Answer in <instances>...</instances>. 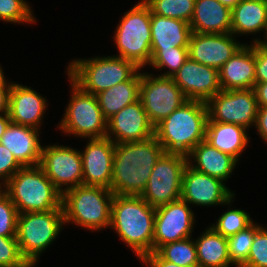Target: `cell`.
<instances>
[{"instance_id":"6da1fadb","label":"cell","mask_w":267,"mask_h":267,"mask_svg":"<svg viewBox=\"0 0 267 267\" xmlns=\"http://www.w3.org/2000/svg\"><path fill=\"white\" fill-rule=\"evenodd\" d=\"M164 153L155 136L139 142L115 144L111 191L115 195H141Z\"/></svg>"},{"instance_id":"7a4b0ae2","label":"cell","mask_w":267,"mask_h":267,"mask_svg":"<svg viewBox=\"0 0 267 267\" xmlns=\"http://www.w3.org/2000/svg\"><path fill=\"white\" fill-rule=\"evenodd\" d=\"M155 208L140 195H115L111 205L110 228L141 261L153 252Z\"/></svg>"},{"instance_id":"3957f363","label":"cell","mask_w":267,"mask_h":267,"mask_svg":"<svg viewBox=\"0 0 267 267\" xmlns=\"http://www.w3.org/2000/svg\"><path fill=\"white\" fill-rule=\"evenodd\" d=\"M207 121V104L187 100L154 127V136L165 153L187 156L198 143L206 139Z\"/></svg>"},{"instance_id":"277c9868","label":"cell","mask_w":267,"mask_h":267,"mask_svg":"<svg viewBox=\"0 0 267 267\" xmlns=\"http://www.w3.org/2000/svg\"><path fill=\"white\" fill-rule=\"evenodd\" d=\"M3 191L16 206L18 214L63 209L62 193L40 165L22 167L3 185Z\"/></svg>"},{"instance_id":"5b68a950","label":"cell","mask_w":267,"mask_h":267,"mask_svg":"<svg viewBox=\"0 0 267 267\" xmlns=\"http://www.w3.org/2000/svg\"><path fill=\"white\" fill-rule=\"evenodd\" d=\"M114 193L111 189L79 185L62 194L65 224L74 223L93 232L109 228Z\"/></svg>"},{"instance_id":"8992f818","label":"cell","mask_w":267,"mask_h":267,"mask_svg":"<svg viewBox=\"0 0 267 267\" xmlns=\"http://www.w3.org/2000/svg\"><path fill=\"white\" fill-rule=\"evenodd\" d=\"M66 68L68 80L93 95L130 80L141 69L133 61L116 55L75 59Z\"/></svg>"},{"instance_id":"52a82bcc","label":"cell","mask_w":267,"mask_h":267,"mask_svg":"<svg viewBox=\"0 0 267 267\" xmlns=\"http://www.w3.org/2000/svg\"><path fill=\"white\" fill-rule=\"evenodd\" d=\"M64 224L63 209L18 214L16 239L20 254L31 267L58 238Z\"/></svg>"},{"instance_id":"ba28073f","label":"cell","mask_w":267,"mask_h":267,"mask_svg":"<svg viewBox=\"0 0 267 267\" xmlns=\"http://www.w3.org/2000/svg\"><path fill=\"white\" fill-rule=\"evenodd\" d=\"M151 11L143 0L138 1L121 17L114 31V43L121 58L144 68L151 60Z\"/></svg>"},{"instance_id":"9c48e42d","label":"cell","mask_w":267,"mask_h":267,"mask_svg":"<svg viewBox=\"0 0 267 267\" xmlns=\"http://www.w3.org/2000/svg\"><path fill=\"white\" fill-rule=\"evenodd\" d=\"M70 100L58 125L62 133L83 139L103 138L107 134V120L103 116L96 95L83 91L70 79Z\"/></svg>"},{"instance_id":"30bf717a","label":"cell","mask_w":267,"mask_h":267,"mask_svg":"<svg viewBox=\"0 0 267 267\" xmlns=\"http://www.w3.org/2000/svg\"><path fill=\"white\" fill-rule=\"evenodd\" d=\"M187 164V156L183 154L164 153L155 164L140 196L154 208L180 199L182 178Z\"/></svg>"},{"instance_id":"8fae6325","label":"cell","mask_w":267,"mask_h":267,"mask_svg":"<svg viewBox=\"0 0 267 267\" xmlns=\"http://www.w3.org/2000/svg\"><path fill=\"white\" fill-rule=\"evenodd\" d=\"M139 99L154 127L187 101L172 77L144 71L141 72Z\"/></svg>"},{"instance_id":"7c38bea8","label":"cell","mask_w":267,"mask_h":267,"mask_svg":"<svg viewBox=\"0 0 267 267\" xmlns=\"http://www.w3.org/2000/svg\"><path fill=\"white\" fill-rule=\"evenodd\" d=\"M208 118L248 129L254 126L258 104L253 89L221 90L207 102Z\"/></svg>"},{"instance_id":"4fadbf2b","label":"cell","mask_w":267,"mask_h":267,"mask_svg":"<svg viewBox=\"0 0 267 267\" xmlns=\"http://www.w3.org/2000/svg\"><path fill=\"white\" fill-rule=\"evenodd\" d=\"M40 166L62 194L83 184L82 158L78 149L68 145H45L42 148Z\"/></svg>"},{"instance_id":"5bb4252c","label":"cell","mask_w":267,"mask_h":267,"mask_svg":"<svg viewBox=\"0 0 267 267\" xmlns=\"http://www.w3.org/2000/svg\"><path fill=\"white\" fill-rule=\"evenodd\" d=\"M195 216L183 199L155 208L153 252L167 243L192 237Z\"/></svg>"},{"instance_id":"9a60e30c","label":"cell","mask_w":267,"mask_h":267,"mask_svg":"<svg viewBox=\"0 0 267 267\" xmlns=\"http://www.w3.org/2000/svg\"><path fill=\"white\" fill-rule=\"evenodd\" d=\"M235 194L224 181L186 165L182 178L181 199L196 206L230 205Z\"/></svg>"},{"instance_id":"2e32d148","label":"cell","mask_w":267,"mask_h":267,"mask_svg":"<svg viewBox=\"0 0 267 267\" xmlns=\"http://www.w3.org/2000/svg\"><path fill=\"white\" fill-rule=\"evenodd\" d=\"M232 33L192 32L188 45L189 58L219 70L245 44L238 42Z\"/></svg>"},{"instance_id":"e0dca14e","label":"cell","mask_w":267,"mask_h":267,"mask_svg":"<svg viewBox=\"0 0 267 267\" xmlns=\"http://www.w3.org/2000/svg\"><path fill=\"white\" fill-rule=\"evenodd\" d=\"M115 143L108 137L87 140L82 158L83 184L111 189Z\"/></svg>"},{"instance_id":"ac0fdd59","label":"cell","mask_w":267,"mask_h":267,"mask_svg":"<svg viewBox=\"0 0 267 267\" xmlns=\"http://www.w3.org/2000/svg\"><path fill=\"white\" fill-rule=\"evenodd\" d=\"M187 100L207 102L222 90L219 70L188 58L172 76Z\"/></svg>"},{"instance_id":"d6986e66","label":"cell","mask_w":267,"mask_h":267,"mask_svg":"<svg viewBox=\"0 0 267 267\" xmlns=\"http://www.w3.org/2000/svg\"><path fill=\"white\" fill-rule=\"evenodd\" d=\"M154 136V126L141 100L127 105L107 121L106 137L115 144L139 142Z\"/></svg>"},{"instance_id":"ffe728a7","label":"cell","mask_w":267,"mask_h":267,"mask_svg":"<svg viewBox=\"0 0 267 267\" xmlns=\"http://www.w3.org/2000/svg\"><path fill=\"white\" fill-rule=\"evenodd\" d=\"M45 98L30 86L13 82L10 89L8 111L11 122L41 129L43 115L48 107Z\"/></svg>"},{"instance_id":"44dd1931","label":"cell","mask_w":267,"mask_h":267,"mask_svg":"<svg viewBox=\"0 0 267 267\" xmlns=\"http://www.w3.org/2000/svg\"><path fill=\"white\" fill-rule=\"evenodd\" d=\"M39 132V129L10 122L0 144L10 150L23 167L37 166L40 165L43 148Z\"/></svg>"},{"instance_id":"7402d4cb","label":"cell","mask_w":267,"mask_h":267,"mask_svg":"<svg viewBox=\"0 0 267 267\" xmlns=\"http://www.w3.org/2000/svg\"><path fill=\"white\" fill-rule=\"evenodd\" d=\"M222 90L253 89L255 78V49L245 44L220 69Z\"/></svg>"},{"instance_id":"603a6c76","label":"cell","mask_w":267,"mask_h":267,"mask_svg":"<svg viewBox=\"0 0 267 267\" xmlns=\"http://www.w3.org/2000/svg\"><path fill=\"white\" fill-rule=\"evenodd\" d=\"M187 162L196 171L222 181H227L230 178L236 164H238L236 158L219 151L206 140L201 141L192 149L187 155Z\"/></svg>"},{"instance_id":"cb8c5ba5","label":"cell","mask_w":267,"mask_h":267,"mask_svg":"<svg viewBox=\"0 0 267 267\" xmlns=\"http://www.w3.org/2000/svg\"><path fill=\"white\" fill-rule=\"evenodd\" d=\"M190 26L196 33H231V9L217 0H195Z\"/></svg>"},{"instance_id":"d4e9b609","label":"cell","mask_w":267,"mask_h":267,"mask_svg":"<svg viewBox=\"0 0 267 267\" xmlns=\"http://www.w3.org/2000/svg\"><path fill=\"white\" fill-rule=\"evenodd\" d=\"M248 129L231 123L214 122L208 118L206 141L219 151L227 153L238 161L249 146Z\"/></svg>"},{"instance_id":"484cf974","label":"cell","mask_w":267,"mask_h":267,"mask_svg":"<svg viewBox=\"0 0 267 267\" xmlns=\"http://www.w3.org/2000/svg\"><path fill=\"white\" fill-rule=\"evenodd\" d=\"M151 49L188 47L191 36L190 23L151 13Z\"/></svg>"},{"instance_id":"4316f807","label":"cell","mask_w":267,"mask_h":267,"mask_svg":"<svg viewBox=\"0 0 267 267\" xmlns=\"http://www.w3.org/2000/svg\"><path fill=\"white\" fill-rule=\"evenodd\" d=\"M267 25V0H241L231 10V33L234 36L257 34Z\"/></svg>"},{"instance_id":"83f0119b","label":"cell","mask_w":267,"mask_h":267,"mask_svg":"<svg viewBox=\"0 0 267 267\" xmlns=\"http://www.w3.org/2000/svg\"><path fill=\"white\" fill-rule=\"evenodd\" d=\"M141 70L130 80L118 83L96 94L103 116L108 121L121 109L139 100Z\"/></svg>"},{"instance_id":"f1b7e54d","label":"cell","mask_w":267,"mask_h":267,"mask_svg":"<svg viewBox=\"0 0 267 267\" xmlns=\"http://www.w3.org/2000/svg\"><path fill=\"white\" fill-rule=\"evenodd\" d=\"M205 229L194 241L198 266L230 267V265H234L229 257L227 238L216 232L211 226Z\"/></svg>"},{"instance_id":"f546056e","label":"cell","mask_w":267,"mask_h":267,"mask_svg":"<svg viewBox=\"0 0 267 267\" xmlns=\"http://www.w3.org/2000/svg\"><path fill=\"white\" fill-rule=\"evenodd\" d=\"M192 237L161 246L156 252L171 263L185 267H199L196 245Z\"/></svg>"},{"instance_id":"4dcf8cb0","label":"cell","mask_w":267,"mask_h":267,"mask_svg":"<svg viewBox=\"0 0 267 267\" xmlns=\"http://www.w3.org/2000/svg\"><path fill=\"white\" fill-rule=\"evenodd\" d=\"M189 58L188 47H172V49H151V60L148 64L156 70L167 69L160 76L172 77Z\"/></svg>"},{"instance_id":"1f68e13d","label":"cell","mask_w":267,"mask_h":267,"mask_svg":"<svg viewBox=\"0 0 267 267\" xmlns=\"http://www.w3.org/2000/svg\"><path fill=\"white\" fill-rule=\"evenodd\" d=\"M152 14L179 19L188 23L192 20L195 0H143Z\"/></svg>"},{"instance_id":"d6a6232c","label":"cell","mask_w":267,"mask_h":267,"mask_svg":"<svg viewBox=\"0 0 267 267\" xmlns=\"http://www.w3.org/2000/svg\"><path fill=\"white\" fill-rule=\"evenodd\" d=\"M261 227L253 222L244 230L227 238L229 257L236 267H241L247 261L255 234Z\"/></svg>"},{"instance_id":"836d02e7","label":"cell","mask_w":267,"mask_h":267,"mask_svg":"<svg viewBox=\"0 0 267 267\" xmlns=\"http://www.w3.org/2000/svg\"><path fill=\"white\" fill-rule=\"evenodd\" d=\"M252 221L248 212L242 209H229L225 211L211 227L223 237L235 235L250 226Z\"/></svg>"},{"instance_id":"e575fe53","label":"cell","mask_w":267,"mask_h":267,"mask_svg":"<svg viewBox=\"0 0 267 267\" xmlns=\"http://www.w3.org/2000/svg\"><path fill=\"white\" fill-rule=\"evenodd\" d=\"M0 20L9 23H36L30 5L25 0H0Z\"/></svg>"},{"instance_id":"d590c367","label":"cell","mask_w":267,"mask_h":267,"mask_svg":"<svg viewBox=\"0 0 267 267\" xmlns=\"http://www.w3.org/2000/svg\"><path fill=\"white\" fill-rule=\"evenodd\" d=\"M18 212L10 197L0 192V236L16 237Z\"/></svg>"},{"instance_id":"8d00e7d4","label":"cell","mask_w":267,"mask_h":267,"mask_svg":"<svg viewBox=\"0 0 267 267\" xmlns=\"http://www.w3.org/2000/svg\"><path fill=\"white\" fill-rule=\"evenodd\" d=\"M0 267H31L20 254L16 237L0 236Z\"/></svg>"},{"instance_id":"74e56055","label":"cell","mask_w":267,"mask_h":267,"mask_svg":"<svg viewBox=\"0 0 267 267\" xmlns=\"http://www.w3.org/2000/svg\"><path fill=\"white\" fill-rule=\"evenodd\" d=\"M241 267H267V228L255 234L247 261Z\"/></svg>"},{"instance_id":"f35d334b","label":"cell","mask_w":267,"mask_h":267,"mask_svg":"<svg viewBox=\"0 0 267 267\" xmlns=\"http://www.w3.org/2000/svg\"><path fill=\"white\" fill-rule=\"evenodd\" d=\"M23 166L10 150L0 144V181L2 186Z\"/></svg>"},{"instance_id":"ab89813d","label":"cell","mask_w":267,"mask_h":267,"mask_svg":"<svg viewBox=\"0 0 267 267\" xmlns=\"http://www.w3.org/2000/svg\"><path fill=\"white\" fill-rule=\"evenodd\" d=\"M255 49V78L256 83L267 82V50L261 48L256 42L251 43Z\"/></svg>"},{"instance_id":"60d3db41","label":"cell","mask_w":267,"mask_h":267,"mask_svg":"<svg viewBox=\"0 0 267 267\" xmlns=\"http://www.w3.org/2000/svg\"><path fill=\"white\" fill-rule=\"evenodd\" d=\"M254 126L258 135L267 144V107H258Z\"/></svg>"},{"instance_id":"b9f144b4","label":"cell","mask_w":267,"mask_h":267,"mask_svg":"<svg viewBox=\"0 0 267 267\" xmlns=\"http://www.w3.org/2000/svg\"><path fill=\"white\" fill-rule=\"evenodd\" d=\"M141 261L146 267H185L164 260L157 252L147 254Z\"/></svg>"},{"instance_id":"7bdbcfd3","label":"cell","mask_w":267,"mask_h":267,"mask_svg":"<svg viewBox=\"0 0 267 267\" xmlns=\"http://www.w3.org/2000/svg\"><path fill=\"white\" fill-rule=\"evenodd\" d=\"M258 107H267V82L255 83L253 88Z\"/></svg>"},{"instance_id":"ee69618b","label":"cell","mask_w":267,"mask_h":267,"mask_svg":"<svg viewBox=\"0 0 267 267\" xmlns=\"http://www.w3.org/2000/svg\"><path fill=\"white\" fill-rule=\"evenodd\" d=\"M10 89L11 88H0V114H5L9 111Z\"/></svg>"},{"instance_id":"f6af8a7d","label":"cell","mask_w":267,"mask_h":267,"mask_svg":"<svg viewBox=\"0 0 267 267\" xmlns=\"http://www.w3.org/2000/svg\"><path fill=\"white\" fill-rule=\"evenodd\" d=\"M11 120L8 113L0 114V139L9 126Z\"/></svg>"},{"instance_id":"bcb514c9","label":"cell","mask_w":267,"mask_h":267,"mask_svg":"<svg viewBox=\"0 0 267 267\" xmlns=\"http://www.w3.org/2000/svg\"><path fill=\"white\" fill-rule=\"evenodd\" d=\"M264 34L265 35H263L262 37H265V39L261 40L260 38H256V39L253 38L252 43L256 42L261 48L267 50V25L265 27Z\"/></svg>"},{"instance_id":"7dc6e473","label":"cell","mask_w":267,"mask_h":267,"mask_svg":"<svg viewBox=\"0 0 267 267\" xmlns=\"http://www.w3.org/2000/svg\"><path fill=\"white\" fill-rule=\"evenodd\" d=\"M5 74L0 65V88H11L12 83L7 81Z\"/></svg>"},{"instance_id":"c3c4849f","label":"cell","mask_w":267,"mask_h":267,"mask_svg":"<svg viewBox=\"0 0 267 267\" xmlns=\"http://www.w3.org/2000/svg\"><path fill=\"white\" fill-rule=\"evenodd\" d=\"M217 1L222 5L229 7L231 10L241 2V0H217Z\"/></svg>"},{"instance_id":"681fc988","label":"cell","mask_w":267,"mask_h":267,"mask_svg":"<svg viewBox=\"0 0 267 267\" xmlns=\"http://www.w3.org/2000/svg\"><path fill=\"white\" fill-rule=\"evenodd\" d=\"M1 186H2V184L0 183V192L3 191V187H1Z\"/></svg>"}]
</instances>
